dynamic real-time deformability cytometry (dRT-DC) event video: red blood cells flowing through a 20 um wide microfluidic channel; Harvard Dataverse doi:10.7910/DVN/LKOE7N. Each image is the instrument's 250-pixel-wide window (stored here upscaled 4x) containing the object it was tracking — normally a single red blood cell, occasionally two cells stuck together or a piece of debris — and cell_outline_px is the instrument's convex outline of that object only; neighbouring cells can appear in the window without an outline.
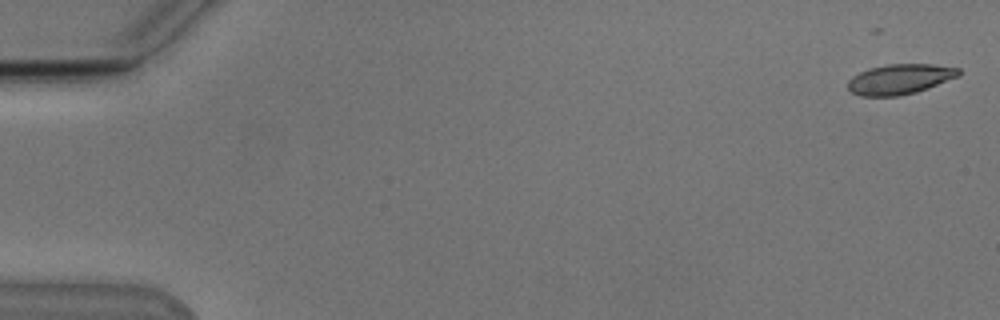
{"species": "Egyptian fruit bat (a non-hibernating species)", "species_latin": "Rousettus aegyptiacus", "temperature_condition": "cold", "stored_images_in_passage": 54, "camera_frame_rate_fps": 3000, "um_per_image_px": 0.085, "animal": {"sex": "male"}, "frame": {"image": 1, "passage_image": 1, "time_ms": 0.0, "image_size_px": [1000, 320], "cell_outline_px": [[960, 76], [928, 88], [916, 92], [900, 96], [860, 96], [852, 92], [848, 88], [848, 80], [852, 76], [860, 72], [872, 68], [888, 64], [932, 64], [960, 68]], "centroid_in_image_um": [76.51, 6.73], "position_along_channel_um": 8.5, "area_um2": 19.48}}
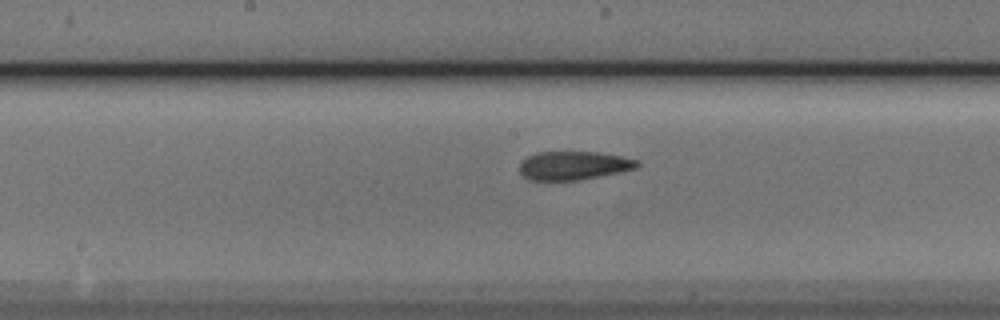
{"frame": {"image": 2, "passage_image": 28, "time_ms": 9.0, "image_size_px": [1000, 320], "cell_outline_px": [[640, 164], [636, 168], [580, 180], [528, 180], [520, 172], [520, 164], [528, 156], [536, 152], [600, 152], [620, 156], [636, 160]], "centroid_in_image_um": [48.73, 14.07], "position_along_channel_um": 199.5, "area_um2": 19.36}}
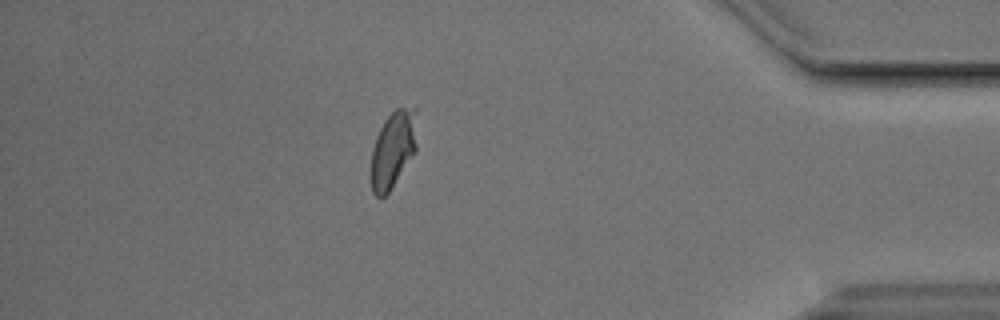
{"frame": {"image": 3, "passage_image": 47, "time_ms": 15.333, "image_size_px": [1000, 320], "cell_outline_px": [[416, 152], [388, 192], [384, 196], [376, 196], [372, 192], [372, 148], [376, 136], [384, 120], [396, 108], [416, 108]], "centroid_in_image_um": [33.42, 12.67], "position_along_channel_um": 401.8, "area_um2": 20.35}, "authors_computed_cell_mechanics": {"area_um2": 20.2589, "velocity_mm_per_s": 3.814, "shape_relaxation_time_tau1_ms": null, "shape_relaxation_time_tau2_ms": 2.1856, "deformation_change_tau1": null, "deformation_change_tau2": 0.0659}}